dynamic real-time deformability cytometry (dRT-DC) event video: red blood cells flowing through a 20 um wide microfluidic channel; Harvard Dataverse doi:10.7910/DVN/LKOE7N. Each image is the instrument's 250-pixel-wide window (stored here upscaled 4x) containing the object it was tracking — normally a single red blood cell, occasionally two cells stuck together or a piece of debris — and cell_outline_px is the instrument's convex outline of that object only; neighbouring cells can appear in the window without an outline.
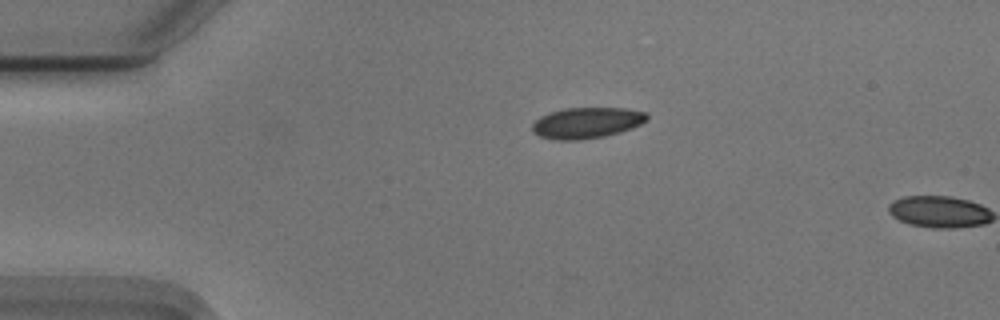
{"species": "Egyptian fruit bat (a non-hibernating species)", "species_latin": "Rousettus aegyptiacus", "temperature_condition": "cold", "stored_images_in_passage": 2, "camera_frame_rate_fps": 3000, "um_per_image_px": 0.085, "animal": {"sex": "male"}, "frame": {"image": 1, "passage_image": 1, "time_ms": 0.0, "image_size_px": [1000, 320], "cell_outline_px": [[648, 120], [632, 128], [604, 136], [580, 140], [556, 140], [540, 136], [532, 132], [532, 124], [540, 116], [564, 108], [624, 108], [644, 112], [648, 116]], "centroid_in_image_um": [49.85, 10.44], "position_along_channel_um": 35.1, "area_um2": 20.58}}